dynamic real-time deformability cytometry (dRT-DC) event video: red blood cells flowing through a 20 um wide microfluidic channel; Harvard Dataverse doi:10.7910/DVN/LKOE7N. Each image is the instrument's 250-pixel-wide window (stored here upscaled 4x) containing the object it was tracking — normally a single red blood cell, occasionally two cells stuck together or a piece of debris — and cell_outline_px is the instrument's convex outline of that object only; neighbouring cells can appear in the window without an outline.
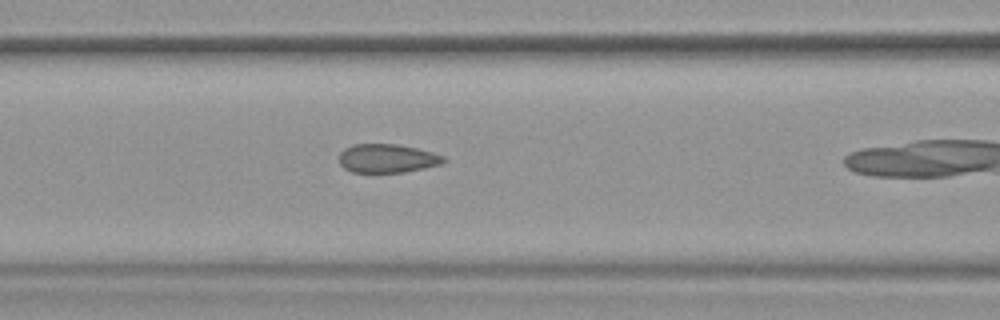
{"species": "common noctule bat (a hibernating species)", "species_latin": "Nyctalus noctula", "temperature_condition": "warm", "stored_images_in_passage": 31, "camera_frame_rate_fps": 3000, "um_per_image_px": 0.085, "animal": {"sex": "female", "body_mass_g": 19.9}, "frame": {"image": 1, "passage_image": 10, "time_ms": 3.0, "image_size_px": [1000, 320], "cell_outline_px": [[448, 160], [440, 164], [424, 168], [404, 172], [352, 172], [344, 168], [340, 164], [340, 152], [344, 148], [352, 144], [396, 144], [416, 148], [432, 152], [444, 156]], "centroid_in_image_um": [32.91, 13.46], "position_along_channel_um": 133.7, "area_um2": 17.46}}